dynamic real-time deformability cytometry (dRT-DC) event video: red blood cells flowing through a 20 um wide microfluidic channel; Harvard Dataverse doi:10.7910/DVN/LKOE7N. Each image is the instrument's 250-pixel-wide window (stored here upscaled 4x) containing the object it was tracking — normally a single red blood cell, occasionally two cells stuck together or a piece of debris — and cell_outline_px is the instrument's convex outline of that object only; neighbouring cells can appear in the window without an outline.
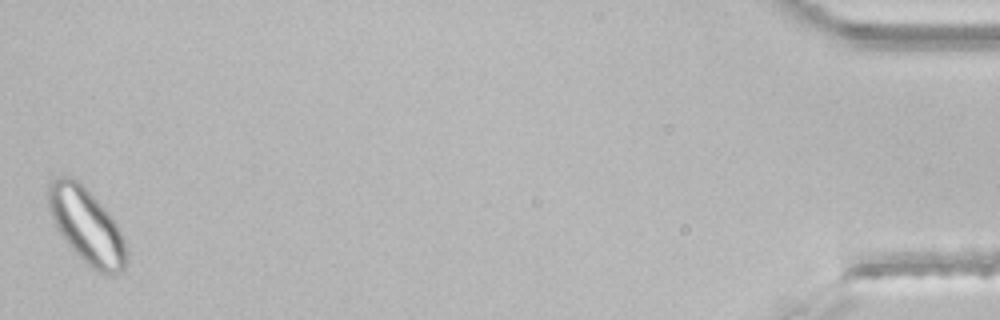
{"species": "common noctule bat (a hibernating species)", "species_latin": "Nyctalus noctula", "temperature_condition": "room temperature", "stored_images_in_passage": 33, "segment_of_instrument_passage": [2, 2], "camera_frame_rate_fps": 3000, "um_per_image_px": 0.085, "animal": {"sex": "male", "body_mass_g": 21.5, "forearm_length_mm": 52.0}, "frame": {"image": 1, "passage_image": 33, "time_ms": 10.667, "image_size_px": [1000, 320], "cell_outline_px": [[128, 264], [116, 276], [104, 276], [96, 272], [64, 240], [48, 208], [48, 184], [56, 176], [68, 176], [76, 180], [108, 212], [120, 228], [124, 236], [128, 260]], "centroid_in_image_um": [7.41, 19.25], "position_along_channel_um": 427.8, "area_um2": 34.04}}